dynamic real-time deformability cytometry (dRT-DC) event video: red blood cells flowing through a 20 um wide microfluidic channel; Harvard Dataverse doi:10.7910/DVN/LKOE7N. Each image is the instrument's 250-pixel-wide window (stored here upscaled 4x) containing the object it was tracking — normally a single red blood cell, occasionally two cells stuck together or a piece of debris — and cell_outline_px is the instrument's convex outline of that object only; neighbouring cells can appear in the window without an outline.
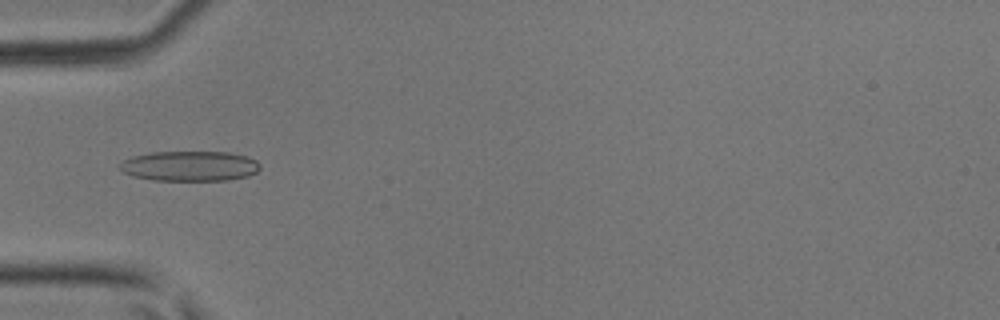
{"species": "common noctule bat (a hibernating species)", "species_latin": "Nyctalus noctula", "temperature_condition": "room temperature", "stored_images_in_passage": 45, "camera_frame_rate_fps": 3000, "um_per_image_px": 0.085, "animal": {"sex": "male", "body_mass_g": 17.9, "forearm_length_mm": 54.2}, "frame": {"image": 1, "passage_image": 15, "time_ms": 4.667, "image_size_px": [1000, 320], "cell_outline_px": [[260, 168], [256, 172], [248, 176], [228, 180], [152, 180], [132, 176], [124, 172], [120, 168], [120, 164], [124, 160], [132, 156], [152, 152], [228, 152], [248, 156], [256, 160], [260, 164]], "centroid_in_image_um": [16.15, 14.11], "position_along_channel_um": 68.8, "area_um2": 24.62}}
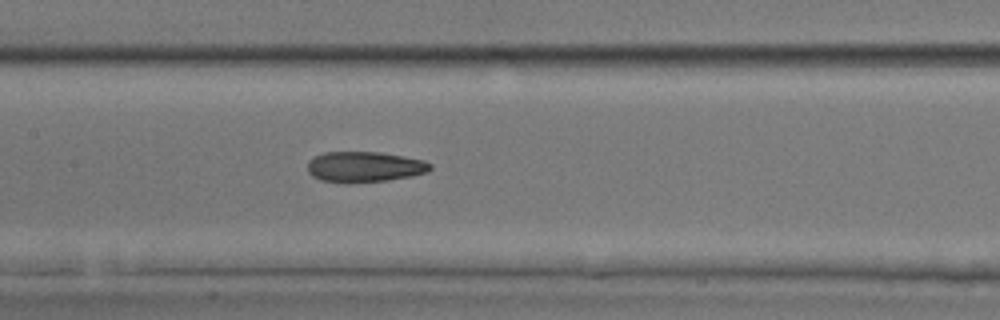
{"frame": {"image": 2, "passage_image": 22, "time_ms": 7.0, "image_size_px": [1000, 320], "cell_outline_px": [[432, 168], [428, 172], [412, 176], [388, 180], [348, 184], [344, 184], [320, 180], [312, 176], [308, 172], [308, 160], [324, 152], [380, 152], [424, 160], [432, 164]], "centroid_in_image_um": [30.97, 14.2], "position_along_channel_um": 176.4, "area_um2": 22.2}}
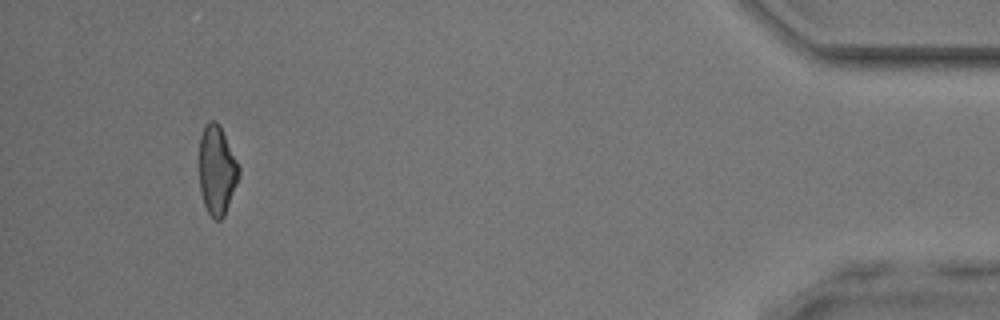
{"frame": {"image": 3, "passage_image": 42, "time_ms": 13.667, "image_size_px": [1000, 320], "cell_outline_px": [[240, 176], [224, 216], [220, 220], [216, 220], [208, 212], [204, 204], [200, 192], [200, 136], [204, 124], [208, 120], [216, 120], [220, 124], [240, 168]], "centroid_in_image_um": [18.44, 14.43], "position_along_channel_um": 416.8, "area_um2": 20.69}}